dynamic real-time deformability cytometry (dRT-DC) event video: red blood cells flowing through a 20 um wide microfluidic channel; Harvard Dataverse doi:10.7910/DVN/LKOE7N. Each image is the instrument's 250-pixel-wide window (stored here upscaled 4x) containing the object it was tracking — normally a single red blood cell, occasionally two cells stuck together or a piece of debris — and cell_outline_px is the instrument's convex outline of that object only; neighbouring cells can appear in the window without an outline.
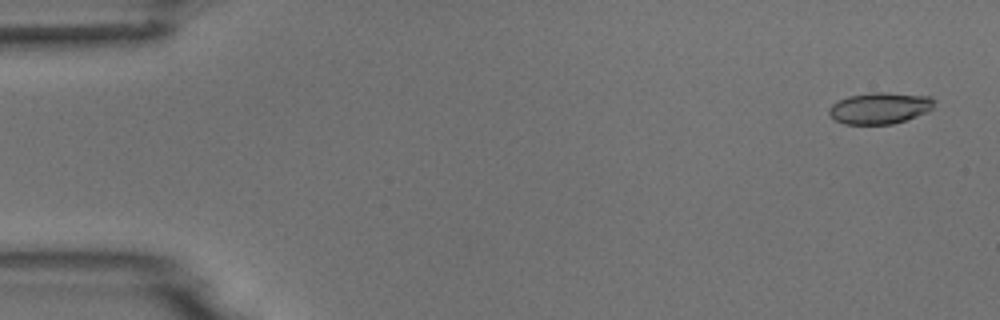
{"species": "common noctule bat (a hibernating species)", "species_latin": "Nyctalus noctula", "temperature_condition": "room temperature", "stored_images_in_passage": 5, "segment_of_instrument_passage": [1, 2], "camera_frame_rate_fps": 3000, "um_per_image_px": 0.085, "animal": {"sex": "male", "body_mass_g": 18.8}, "frame": {"image": 1, "passage_image": 1, "time_ms": 0.0, "image_size_px": [1000, 320], "cell_outline_px": [[936, 100], [932, 108], [928, 112], [892, 124], [844, 124], [836, 120], [828, 112], [828, 108], [832, 104], [848, 96], [872, 92], [884, 92], [932, 96]], "centroid_in_image_um": [74.81, 9.18], "position_along_channel_um": 10.2, "area_um2": 19.31}}